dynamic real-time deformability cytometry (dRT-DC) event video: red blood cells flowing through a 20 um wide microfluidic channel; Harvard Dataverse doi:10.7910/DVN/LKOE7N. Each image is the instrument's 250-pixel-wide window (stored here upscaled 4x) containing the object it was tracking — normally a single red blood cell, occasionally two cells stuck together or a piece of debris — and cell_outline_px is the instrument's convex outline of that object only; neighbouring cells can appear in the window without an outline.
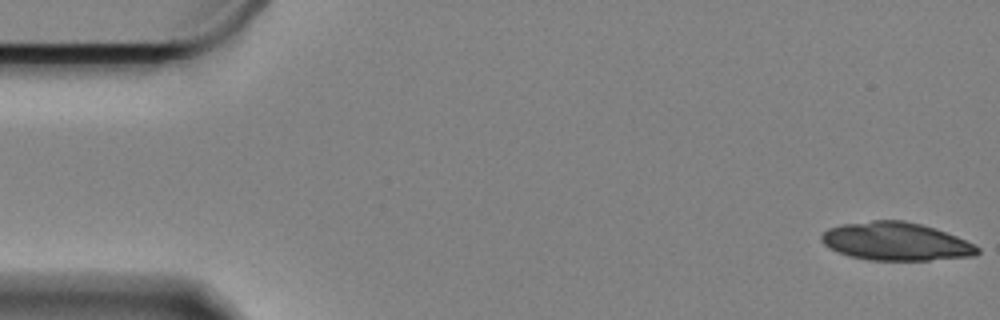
{"species": "Egyptian fruit bat (a non-hibernating species)", "species_latin": "Rousettus aegyptiacus", "temperature_condition": "cold", "stored_images_in_passage": 46, "segment_of_instrument_passage": [1, 2], "camera_frame_rate_fps": 3000, "um_per_image_px": 0.085, "animal": {"sex": "female"}, "frame": {"image": 1, "passage_image": 1, "time_ms": 0.0, "image_size_px": [1000, 320], "cell_outline_px": [[980, 252], [976, 256], [928, 260], [868, 260], [848, 256], [836, 252], [828, 248], [820, 240], [820, 236], [828, 228], [844, 224], [872, 220], [904, 220], [936, 228], [976, 244], [980, 248]], "centroid_in_image_um": [76.16, 20.53], "position_along_channel_um": 8.8, "area_um2": 34.97}}